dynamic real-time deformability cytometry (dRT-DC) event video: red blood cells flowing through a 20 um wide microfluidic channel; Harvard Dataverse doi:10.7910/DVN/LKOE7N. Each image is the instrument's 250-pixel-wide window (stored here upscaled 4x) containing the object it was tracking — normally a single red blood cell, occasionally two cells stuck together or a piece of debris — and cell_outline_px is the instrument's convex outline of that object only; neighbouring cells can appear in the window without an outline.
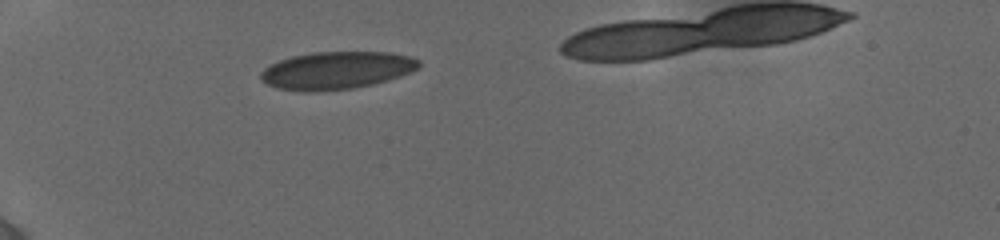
{"species": "human", "species_latin": "Homo sapiens", "temperature_condition": "cold", "stored_images_in_passage": 2, "camera_frame_rate_fps": 3000, "um_per_image_px": 0.085, "donor": {"sex": "female"}, "frame": {"image": 1, "passage_image": 1, "time_ms": 0.0, "image_size_px": [1000, 240], "cell_outline_px": [[420, 64], [412, 72], [388, 80], [372, 84], [352, 88], [316, 92], [300, 92], [276, 88], [260, 80], [260, 72], [264, 68], [280, 60], [292, 56], [312, 52], [392, 52], [412, 56], [420, 60]], "centroid_in_image_um": [28.6, 5.98], "position_along_channel_um": 56.4, "area_um2": 34.91}}